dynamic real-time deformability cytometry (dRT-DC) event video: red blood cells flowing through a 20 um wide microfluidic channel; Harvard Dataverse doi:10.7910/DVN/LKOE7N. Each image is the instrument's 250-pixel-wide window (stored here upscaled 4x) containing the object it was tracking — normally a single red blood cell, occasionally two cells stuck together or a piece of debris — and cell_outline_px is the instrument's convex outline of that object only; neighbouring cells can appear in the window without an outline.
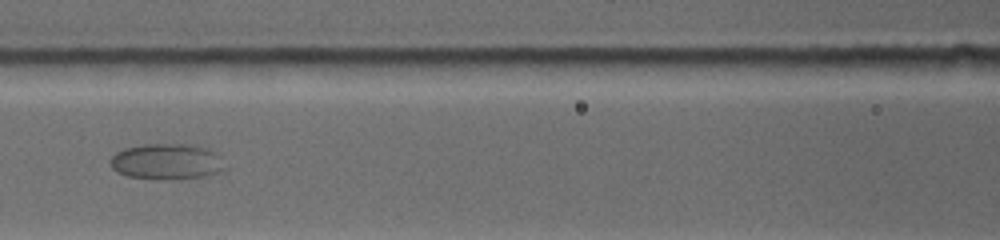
{"species": "common noctule bat (a hibernating species)", "species_latin": "Nyctalus noctula", "temperature_condition": "warm", "stored_images_in_passage": 24, "camera_frame_rate_fps": 4500, "um_per_image_px": 0.085, "animal": {"sex": "female", "body_mass_g": 19.0, "forearm_length_mm": 53.3}, "frame": {"image": 1, "passage_image": 8, "time_ms": 3.111, "image_size_px": [1000, 240], "cell_outline_px": [[224, 168], [220, 172], [208, 176], [168, 180], [164, 180], [128, 176], [116, 172], [112, 168], [108, 160], [116, 152], [124, 148], [144, 144], [188, 144], [208, 148], [216, 152], [220, 156]], "centroid_in_image_um": [14.16, 13.74], "position_along_channel_um": 152.4, "area_um2": 24.22}}